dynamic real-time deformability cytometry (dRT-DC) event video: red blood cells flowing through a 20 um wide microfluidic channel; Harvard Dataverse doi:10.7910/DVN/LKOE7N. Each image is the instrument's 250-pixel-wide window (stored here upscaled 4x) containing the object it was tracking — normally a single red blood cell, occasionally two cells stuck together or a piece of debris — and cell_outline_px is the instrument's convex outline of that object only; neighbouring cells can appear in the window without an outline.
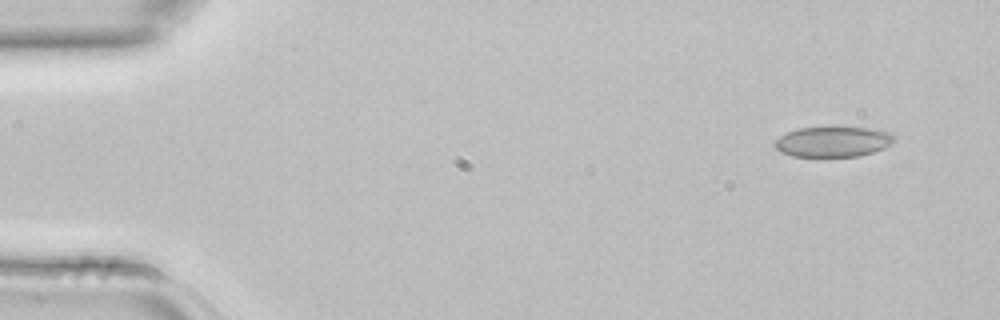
{"species": "common noctule bat (a hibernating species)", "species_latin": "Nyctalus noctula", "temperature_condition": "room temperature", "stored_images_in_passage": 3, "camera_frame_rate_fps": 3000, "um_per_image_px": 0.085, "animal": {"sex": "female", "body_mass_g": 22.7, "forearm_length_mm": 54.2}, "frame": {"image": 1, "passage_image": 1, "time_ms": 0.0, "image_size_px": [1000, 320], "cell_outline_px": [[892, 144], [884, 148], [860, 156], [820, 160], [792, 156], [780, 152], [772, 144], [780, 136], [796, 128], [876, 128], [888, 132], [892, 136]], "centroid_in_image_um": [70.74, 12.11], "position_along_channel_um": 14.3, "area_um2": 21.85}}
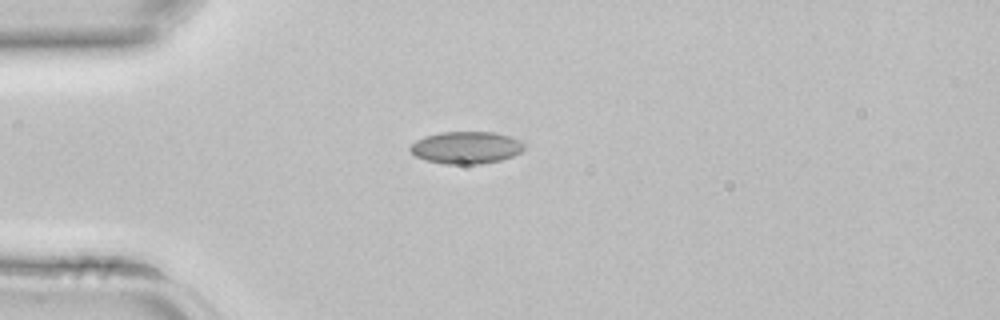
{"frame": {"image": 2, "passage_image": 3, "time_ms": 0.667, "image_size_px": [1000, 320], "cell_outline_px": [[524, 148], [520, 152], [512, 156], [500, 160], [480, 164], [444, 164], [424, 160], [416, 156], [408, 148], [416, 140], [424, 136], [440, 132], [496, 132], [520, 140], [524, 144]], "centroid_in_image_um": [39.6, 12.54], "position_along_channel_um": 45.4, "area_um2": 21.44}}